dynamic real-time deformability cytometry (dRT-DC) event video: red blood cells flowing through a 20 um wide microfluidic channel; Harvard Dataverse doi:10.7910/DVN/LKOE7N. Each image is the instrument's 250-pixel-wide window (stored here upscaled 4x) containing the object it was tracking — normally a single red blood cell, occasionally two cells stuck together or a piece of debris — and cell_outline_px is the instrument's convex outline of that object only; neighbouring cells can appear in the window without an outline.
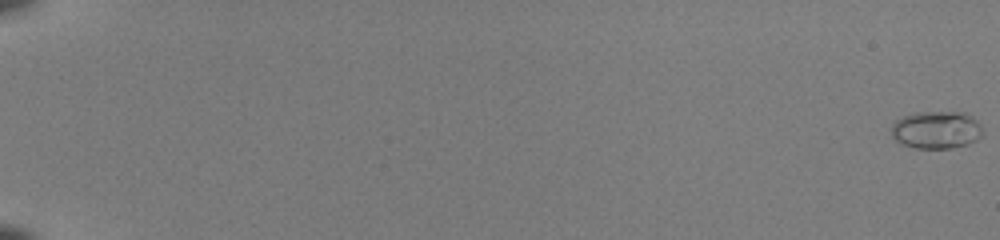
{"species": "common noctule bat (a hibernating species)", "species_latin": "Nyctalus noctula", "temperature_condition": "room temperature", "stored_images_in_passage": 54, "camera_frame_rate_fps": 3000, "um_per_image_px": 0.085, "animal": {"sex": "female", "body_mass_g": 22.0, "forearm_length_mm": 56.7}, "frame": {"image": 1, "passage_image": 1, "time_ms": 0.0, "image_size_px": [1000, 240], "cell_outline_px": [[984, 136], [968, 144], [952, 148], [916, 148], [904, 144], [896, 140], [892, 136], [892, 124], [896, 120], [904, 116], [916, 112], [964, 112], [972, 116], [980, 124], [984, 132]], "centroid_in_image_um": [79.64, 11.03], "position_along_channel_um": 5.4, "area_um2": 20.11}}
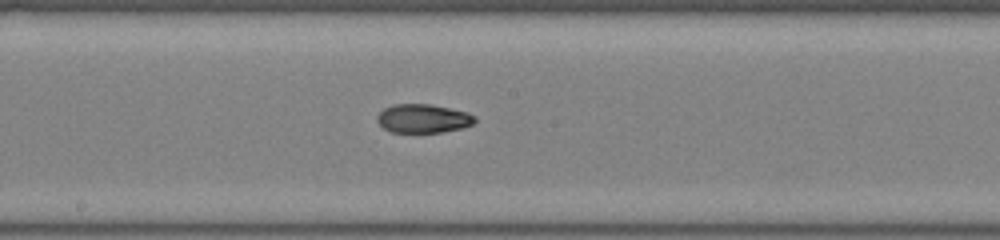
{"frame": {"image": 2, "passage_image": 33, "time_ms": 10.667, "image_size_px": [1000, 240], "cell_outline_px": [[476, 120], [472, 124], [464, 128], [444, 132], [392, 132], [384, 128], [376, 120], [376, 116], [384, 108], [392, 104], [428, 104], [468, 112], [476, 116]], "centroid_in_image_um": [35.98, 10.07], "position_along_channel_um": 212.2, "area_um2": 16.42}}
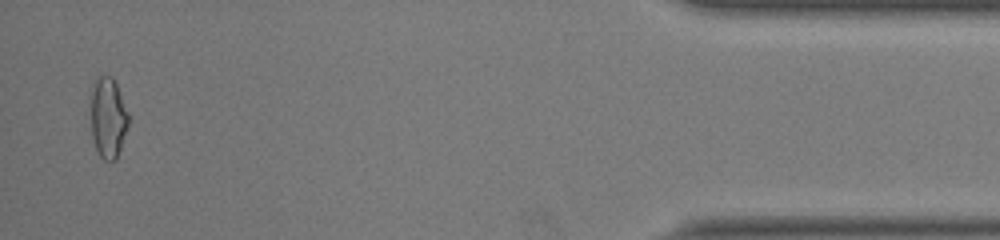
{"frame": {"image": 3, "passage_image": 53, "time_ms": 17.333, "image_size_px": [1000, 240], "cell_outline_px": [[128, 128], [116, 160], [104, 160], [100, 156], [96, 148], [92, 136], [92, 88], [96, 76], [112, 76], [116, 84], [128, 112]], "centroid_in_image_um": [9.2, 10.01], "position_along_channel_um": 426.0, "area_um2": 17.46}, "authors_computed_cell_mechanics": {"area_um2": 16.8487, "velocity_mm_per_s": 4.1054, "shape_relaxation_time_tau1_ms": null, "shape_relaxation_time_tau2_ms": 2.3094, "deformation_change_tau1": null, "deformation_change_tau2": 0.0568}}